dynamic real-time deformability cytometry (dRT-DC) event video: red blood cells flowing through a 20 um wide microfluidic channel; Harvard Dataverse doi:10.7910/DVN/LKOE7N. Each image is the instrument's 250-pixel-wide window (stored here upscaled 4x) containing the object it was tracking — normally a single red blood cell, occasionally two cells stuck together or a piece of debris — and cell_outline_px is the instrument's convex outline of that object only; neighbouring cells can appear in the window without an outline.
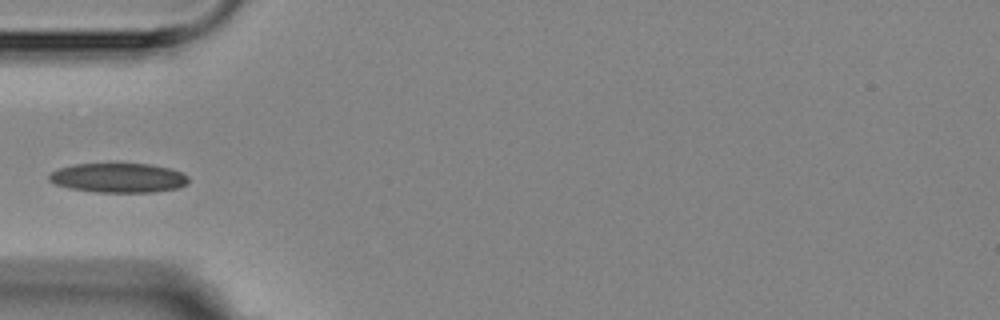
{"species": "Egyptian fruit bat (a non-hibernating species)", "species_latin": "Rousettus aegyptiacus", "temperature_condition": "room temperature", "stored_images_in_passage": 5, "camera_frame_rate_fps": 3000, "um_per_image_px": 0.085, "animal": {"sex": "female"}, "frame": {"image": 1, "passage_image": 5, "time_ms": 5.0, "image_size_px": [1000, 320], "cell_outline_px": [[188, 184], [180, 188], [152, 192], [96, 192], [68, 188], [56, 184], [48, 180], [48, 176], [52, 172], [60, 168], [76, 164], [152, 164], [172, 168], [188, 176]], "centroid_in_image_um": [10.1, 15.12], "position_along_channel_um": 74.9, "area_um2": 23.99}}